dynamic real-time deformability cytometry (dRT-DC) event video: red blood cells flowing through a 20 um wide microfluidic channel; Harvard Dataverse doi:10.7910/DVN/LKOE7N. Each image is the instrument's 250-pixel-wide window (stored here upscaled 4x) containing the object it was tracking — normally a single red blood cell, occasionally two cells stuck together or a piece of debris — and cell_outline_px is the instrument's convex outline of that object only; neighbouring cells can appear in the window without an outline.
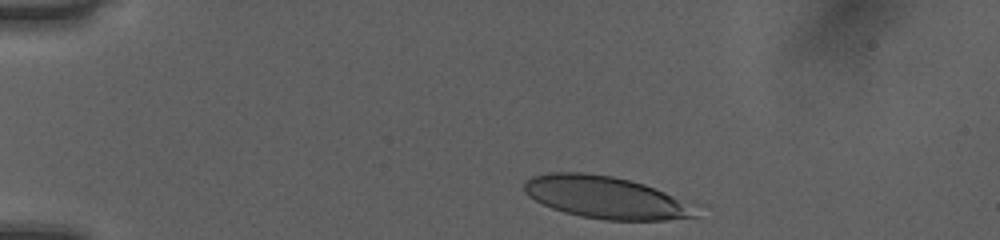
{"species": "human", "species_latin": "Homo sapiens", "temperature_condition": "room temperature", "stored_images_in_passage": 37, "camera_frame_rate_fps": 3000, "um_per_image_px": 0.085, "donor": {"sex": "female"}, "frame": {"image": 1, "passage_image": 2, "time_ms": 0.333, "image_size_px": [1000, 240], "cell_outline_px": [[708, 204], [700, 216], [664, 220], [604, 220], [580, 216], [564, 212], [552, 208], [528, 196], [524, 192], [524, 184], [532, 176], [548, 172], [584, 172], [612, 176], [644, 184]], "centroid_in_image_um": [51.76, 16.79], "position_along_channel_um": 33.2, "area_um2": 43.81}}
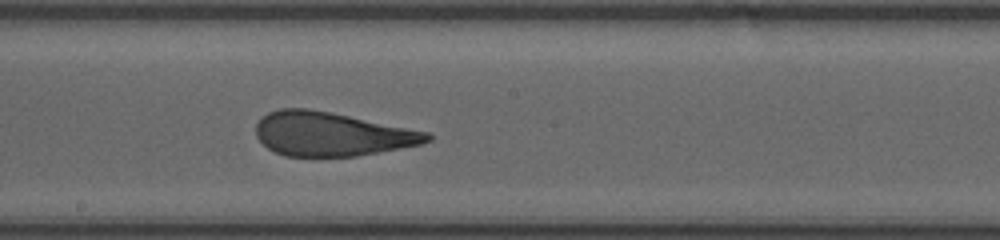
{"frame": {"image": 2, "passage_image": 21, "time_ms": 6.667, "image_size_px": [1000, 240], "cell_outline_px": [[432, 140], [420, 144], [400, 148], [356, 156], [284, 156], [268, 148], [256, 136], [256, 124], [268, 112], [280, 108], [308, 108], [332, 112], [428, 132], [432, 136]], "centroid_in_image_um": [28.17, 11.38], "position_along_channel_um": 220.0, "area_um2": 43.58}}
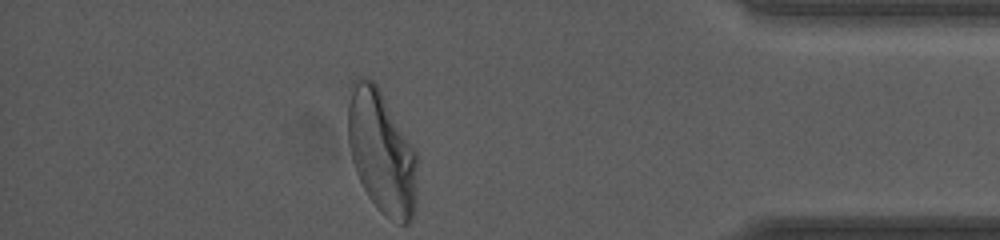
{"frame": {"image": 3, "passage_image": 37, "time_ms": 12.0, "image_size_px": [1000, 240], "cell_outline_px": [[416, 208], [412, 220], [408, 224], [396, 224], [384, 216], [380, 212], [368, 196], [356, 172], [352, 160], [348, 144], [348, 104], [352, 80], [356, 76], [368, 76], [380, 88], [416, 152]], "centroid_in_image_um": [32.43, 12.92], "position_along_channel_um": 402.8, "area_um2": 50.29}, "authors_computed_cell_mechanics": {"area_um2": 44.7372, "velocity_mm_per_s": 4.0283, "shape_relaxation_time_tau1_ms": 5.4039, "shape_relaxation_time_tau2_ms": 0.7153, "deformation_change_tau1": 0.2402, "deformation_change_tau2": 0.0982}}